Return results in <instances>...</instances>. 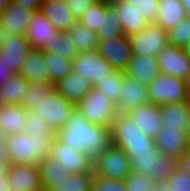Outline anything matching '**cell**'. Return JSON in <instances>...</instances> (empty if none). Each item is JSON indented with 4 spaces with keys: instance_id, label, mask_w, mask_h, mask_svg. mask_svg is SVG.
<instances>
[{
    "instance_id": "cell-1",
    "label": "cell",
    "mask_w": 190,
    "mask_h": 191,
    "mask_svg": "<svg viewBox=\"0 0 190 191\" xmlns=\"http://www.w3.org/2000/svg\"><path fill=\"white\" fill-rule=\"evenodd\" d=\"M55 138L84 151L93 162L112 144L110 127L92 124L77 109L56 132Z\"/></svg>"
},
{
    "instance_id": "cell-2",
    "label": "cell",
    "mask_w": 190,
    "mask_h": 191,
    "mask_svg": "<svg viewBox=\"0 0 190 191\" xmlns=\"http://www.w3.org/2000/svg\"><path fill=\"white\" fill-rule=\"evenodd\" d=\"M6 148L11 164H34L49 156L50 143L42 135L24 132L6 136Z\"/></svg>"
},
{
    "instance_id": "cell-3",
    "label": "cell",
    "mask_w": 190,
    "mask_h": 191,
    "mask_svg": "<svg viewBox=\"0 0 190 191\" xmlns=\"http://www.w3.org/2000/svg\"><path fill=\"white\" fill-rule=\"evenodd\" d=\"M131 170L147 173L155 182H166L175 170L176 159L157 147L133 150L129 155Z\"/></svg>"
},
{
    "instance_id": "cell-4",
    "label": "cell",
    "mask_w": 190,
    "mask_h": 191,
    "mask_svg": "<svg viewBox=\"0 0 190 191\" xmlns=\"http://www.w3.org/2000/svg\"><path fill=\"white\" fill-rule=\"evenodd\" d=\"M111 142L121 147L127 155L133 150L156 147L154 138L146 135L126 113H118L111 125Z\"/></svg>"
},
{
    "instance_id": "cell-5",
    "label": "cell",
    "mask_w": 190,
    "mask_h": 191,
    "mask_svg": "<svg viewBox=\"0 0 190 191\" xmlns=\"http://www.w3.org/2000/svg\"><path fill=\"white\" fill-rule=\"evenodd\" d=\"M147 88L149 102L156 105L190 100V82L175 76L160 73Z\"/></svg>"
},
{
    "instance_id": "cell-6",
    "label": "cell",
    "mask_w": 190,
    "mask_h": 191,
    "mask_svg": "<svg viewBox=\"0 0 190 191\" xmlns=\"http://www.w3.org/2000/svg\"><path fill=\"white\" fill-rule=\"evenodd\" d=\"M85 119L92 124L111 128L113 119L118 114L115 103L102 91L92 88L89 93L75 105Z\"/></svg>"
},
{
    "instance_id": "cell-7",
    "label": "cell",
    "mask_w": 190,
    "mask_h": 191,
    "mask_svg": "<svg viewBox=\"0 0 190 191\" xmlns=\"http://www.w3.org/2000/svg\"><path fill=\"white\" fill-rule=\"evenodd\" d=\"M74 109L75 104L66 100L54 87L31 110L57 132L64 126Z\"/></svg>"
},
{
    "instance_id": "cell-8",
    "label": "cell",
    "mask_w": 190,
    "mask_h": 191,
    "mask_svg": "<svg viewBox=\"0 0 190 191\" xmlns=\"http://www.w3.org/2000/svg\"><path fill=\"white\" fill-rule=\"evenodd\" d=\"M132 54L157 56L167 45V31L150 22L139 32L128 35Z\"/></svg>"
},
{
    "instance_id": "cell-9",
    "label": "cell",
    "mask_w": 190,
    "mask_h": 191,
    "mask_svg": "<svg viewBox=\"0 0 190 191\" xmlns=\"http://www.w3.org/2000/svg\"><path fill=\"white\" fill-rule=\"evenodd\" d=\"M93 170L97 175L124 180L131 172L129 157L121 147L111 144L93 162Z\"/></svg>"
},
{
    "instance_id": "cell-10",
    "label": "cell",
    "mask_w": 190,
    "mask_h": 191,
    "mask_svg": "<svg viewBox=\"0 0 190 191\" xmlns=\"http://www.w3.org/2000/svg\"><path fill=\"white\" fill-rule=\"evenodd\" d=\"M59 161L60 166L69 169L70 173H86L93 171V161L80 149H75L56 138L50 144L49 156Z\"/></svg>"
},
{
    "instance_id": "cell-11",
    "label": "cell",
    "mask_w": 190,
    "mask_h": 191,
    "mask_svg": "<svg viewBox=\"0 0 190 191\" xmlns=\"http://www.w3.org/2000/svg\"><path fill=\"white\" fill-rule=\"evenodd\" d=\"M72 71L82 74L92 86L100 79L112 74L115 69L97 52H83L72 60Z\"/></svg>"
},
{
    "instance_id": "cell-12",
    "label": "cell",
    "mask_w": 190,
    "mask_h": 191,
    "mask_svg": "<svg viewBox=\"0 0 190 191\" xmlns=\"http://www.w3.org/2000/svg\"><path fill=\"white\" fill-rule=\"evenodd\" d=\"M34 12L11 1L0 15V46L13 34L25 35Z\"/></svg>"
},
{
    "instance_id": "cell-13",
    "label": "cell",
    "mask_w": 190,
    "mask_h": 191,
    "mask_svg": "<svg viewBox=\"0 0 190 191\" xmlns=\"http://www.w3.org/2000/svg\"><path fill=\"white\" fill-rule=\"evenodd\" d=\"M97 52L115 70L120 71L126 70L132 55L130 40L127 35L98 41Z\"/></svg>"
},
{
    "instance_id": "cell-14",
    "label": "cell",
    "mask_w": 190,
    "mask_h": 191,
    "mask_svg": "<svg viewBox=\"0 0 190 191\" xmlns=\"http://www.w3.org/2000/svg\"><path fill=\"white\" fill-rule=\"evenodd\" d=\"M156 57L160 73L190 82V59L183 47L167 45Z\"/></svg>"
},
{
    "instance_id": "cell-15",
    "label": "cell",
    "mask_w": 190,
    "mask_h": 191,
    "mask_svg": "<svg viewBox=\"0 0 190 191\" xmlns=\"http://www.w3.org/2000/svg\"><path fill=\"white\" fill-rule=\"evenodd\" d=\"M6 180L12 191H43L38 165L10 164Z\"/></svg>"
},
{
    "instance_id": "cell-16",
    "label": "cell",
    "mask_w": 190,
    "mask_h": 191,
    "mask_svg": "<svg viewBox=\"0 0 190 191\" xmlns=\"http://www.w3.org/2000/svg\"><path fill=\"white\" fill-rule=\"evenodd\" d=\"M156 147L166 156L180 157L190 148L187 131L182 128H162L154 137Z\"/></svg>"
},
{
    "instance_id": "cell-17",
    "label": "cell",
    "mask_w": 190,
    "mask_h": 191,
    "mask_svg": "<svg viewBox=\"0 0 190 191\" xmlns=\"http://www.w3.org/2000/svg\"><path fill=\"white\" fill-rule=\"evenodd\" d=\"M125 113L146 135L152 138L157 135L163 126L160 105L148 102L138 105Z\"/></svg>"
},
{
    "instance_id": "cell-18",
    "label": "cell",
    "mask_w": 190,
    "mask_h": 191,
    "mask_svg": "<svg viewBox=\"0 0 190 191\" xmlns=\"http://www.w3.org/2000/svg\"><path fill=\"white\" fill-rule=\"evenodd\" d=\"M120 94V99L115 103L118 113H125L138 105L149 102L147 84L126 74L123 78Z\"/></svg>"
},
{
    "instance_id": "cell-19",
    "label": "cell",
    "mask_w": 190,
    "mask_h": 191,
    "mask_svg": "<svg viewBox=\"0 0 190 191\" xmlns=\"http://www.w3.org/2000/svg\"><path fill=\"white\" fill-rule=\"evenodd\" d=\"M31 49L25 35L13 34L0 46V58L13 73H19L21 65Z\"/></svg>"
},
{
    "instance_id": "cell-20",
    "label": "cell",
    "mask_w": 190,
    "mask_h": 191,
    "mask_svg": "<svg viewBox=\"0 0 190 191\" xmlns=\"http://www.w3.org/2000/svg\"><path fill=\"white\" fill-rule=\"evenodd\" d=\"M58 30L40 12L35 11L28 24L25 36L33 49L43 50Z\"/></svg>"
},
{
    "instance_id": "cell-21",
    "label": "cell",
    "mask_w": 190,
    "mask_h": 191,
    "mask_svg": "<svg viewBox=\"0 0 190 191\" xmlns=\"http://www.w3.org/2000/svg\"><path fill=\"white\" fill-rule=\"evenodd\" d=\"M125 74L148 85L160 74L157 57L132 54Z\"/></svg>"
},
{
    "instance_id": "cell-22",
    "label": "cell",
    "mask_w": 190,
    "mask_h": 191,
    "mask_svg": "<svg viewBox=\"0 0 190 191\" xmlns=\"http://www.w3.org/2000/svg\"><path fill=\"white\" fill-rule=\"evenodd\" d=\"M40 12L59 31H67L76 21L65 0H43Z\"/></svg>"
},
{
    "instance_id": "cell-23",
    "label": "cell",
    "mask_w": 190,
    "mask_h": 191,
    "mask_svg": "<svg viewBox=\"0 0 190 191\" xmlns=\"http://www.w3.org/2000/svg\"><path fill=\"white\" fill-rule=\"evenodd\" d=\"M54 87L66 100L75 105L93 88L88 79L74 71H71L67 76L59 80L54 84Z\"/></svg>"
},
{
    "instance_id": "cell-24",
    "label": "cell",
    "mask_w": 190,
    "mask_h": 191,
    "mask_svg": "<svg viewBox=\"0 0 190 191\" xmlns=\"http://www.w3.org/2000/svg\"><path fill=\"white\" fill-rule=\"evenodd\" d=\"M28 110L19 104L0 106V131L6 136L24 132Z\"/></svg>"
},
{
    "instance_id": "cell-25",
    "label": "cell",
    "mask_w": 190,
    "mask_h": 191,
    "mask_svg": "<svg viewBox=\"0 0 190 191\" xmlns=\"http://www.w3.org/2000/svg\"><path fill=\"white\" fill-rule=\"evenodd\" d=\"M120 17L124 35H130L144 29L149 22L138 9L122 0H110Z\"/></svg>"
},
{
    "instance_id": "cell-26",
    "label": "cell",
    "mask_w": 190,
    "mask_h": 191,
    "mask_svg": "<svg viewBox=\"0 0 190 191\" xmlns=\"http://www.w3.org/2000/svg\"><path fill=\"white\" fill-rule=\"evenodd\" d=\"M163 126L166 128H182L187 131L190 124V100L179 103L160 105Z\"/></svg>"
},
{
    "instance_id": "cell-27",
    "label": "cell",
    "mask_w": 190,
    "mask_h": 191,
    "mask_svg": "<svg viewBox=\"0 0 190 191\" xmlns=\"http://www.w3.org/2000/svg\"><path fill=\"white\" fill-rule=\"evenodd\" d=\"M44 52L39 49H31L22 63L19 73L27 81H49V71L44 65Z\"/></svg>"
},
{
    "instance_id": "cell-28",
    "label": "cell",
    "mask_w": 190,
    "mask_h": 191,
    "mask_svg": "<svg viewBox=\"0 0 190 191\" xmlns=\"http://www.w3.org/2000/svg\"><path fill=\"white\" fill-rule=\"evenodd\" d=\"M186 17L188 16L181 0H159L158 14L154 23L168 31Z\"/></svg>"
},
{
    "instance_id": "cell-29",
    "label": "cell",
    "mask_w": 190,
    "mask_h": 191,
    "mask_svg": "<svg viewBox=\"0 0 190 191\" xmlns=\"http://www.w3.org/2000/svg\"><path fill=\"white\" fill-rule=\"evenodd\" d=\"M43 191H51L55 185L66 181L71 174L68 168L60 166L59 161L47 157L39 162Z\"/></svg>"
},
{
    "instance_id": "cell-30",
    "label": "cell",
    "mask_w": 190,
    "mask_h": 191,
    "mask_svg": "<svg viewBox=\"0 0 190 191\" xmlns=\"http://www.w3.org/2000/svg\"><path fill=\"white\" fill-rule=\"evenodd\" d=\"M67 32L69 33L73 43L76 45L78 53L97 50V32L86 27L80 20H76Z\"/></svg>"
},
{
    "instance_id": "cell-31",
    "label": "cell",
    "mask_w": 190,
    "mask_h": 191,
    "mask_svg": "<svg viewBox=\"0 0 190 191\" xmlns=\"http://www.w3.org/2000/svg\"><path fill=\"white\" fill-rule=\"evenodd\" d=\"M122 35L124 33L117 9L110 0H106L105 15H102V29L97 32L98 41Z\"/></svg>"
},
{
    "instance_id": "cell-32",
    "label": "cell",
    "mask_w": 190,
    "mask_h": 191,
    "mask_svg": "<svg viewBox=\"0 0 190 191\" xmlns=\"http://www.w3.org/2000/svg\"><path fill=\"white\" fill-rule=\"evenodd\" d=\"M42 51L60 55L68 60H73L78 55V49L71 40L69 33L59 30L56 32V37H53L49 45H46Z\"/></svg>"
},
{
    "instance_id": "cell-33",
    "label": "cell",
    "mask_w": 190,
    "mask_h": 191,
    "mask_svg": "<svg viewBox=\"0 0 190 191\" xmlns=\"http://www.w3.org/2000/svg\"><path fill=\"white\" fill-rule=\"evenodd\" d=\"M1 86L5 104L21 105L28 81L20 73H13Z\"/></svg>"
},
{
    "instance_id": "cell-34",
    "label": "cell",
    "mask_w": 190,
    "mask_h": 191,
    "mask_svg": "<svg viewBox=\"0 0 190 191\" xmlns=\"http://www.w3.org/2000/svg\"><path fill=\"white\" fill-rule=\"evenodd\" d=\"M44 59V65L49 71V81L53 84H56L72 71V60L49 52H44Z\"/></svg>"
},
{
    "instance_id": "cell-35",
    "label": "cell",
    "mask_w": 190,
    "mask_h": 191,
    "mask_svg": "<svg viewBox=\"0 0 190 191\" xmlns=\"http://www.w3.org/2000/svg\"><path fill=\"white\" fill-rule=\"evenodd\" d=\"M125 71L115 70L112 74L98 80L93 88L102 91L110 100L116 103L120 97L121 86H123V78Z\"/></svg>"
},
{
    "instance_id": "cell-36",
    "label": "cell",
    "mask_w": 190,
    "mask_h": 191,
    "mask_svg": "<svg viewBox=\"0 0 190 191\" xmlns=\"http://www.w3.org/2000/svg\"><path fill=\"white\" fill-rule=\"evenodd\" d=\"M54 88V84L50 81H28V87L23 96L21 105L27 110H31L37 105L40 99L45 98L46 94Z\"/></svg>"
},
{
    "instance_id": "cell-37",
    "label": "cell",
    "mask_w": 190,
    "mask_h": 191,
    "mask_svg": "<svg viewBox=\"0 0 190 191\" xmlns=\"http://www.w3.org/2000/svg\"><path fill=\"white\" fill-rule=\"evenodd\" d=\"M26 125L24 126L25 134L42 135L50 144L56 137V132H54L49 125L39 117L36 112L28 110V115L25 120Z\"/></svg>"
},
{
    "instance_id": "cell-38",
    "label": "cell",
    "mask_w": 190,
    "mask_h": 191,
    "mask_svg": "<svg viewBox=\"0 0 190 191\" xmlns=\"http://www.w3.org/2000/svg\"><path fill=\"white\" fill-rule=\"evenodd\" d=\"M94 170L92 172L71 173L69 178L55 185L51 191H91Z\"/></svg>"
},
{
    "instance_id": "cell-39",
    "label": "cell",
    "mask_w": 190,
    "mask_h": 191,
    "mask_svg": "<svg viewBox=\"0 0 190 191\" xmlns=\"http://www.w3.org/2000/svg\"><path fill=\"white\" fill-rule=\"evenodd\" d=\"M106 0H99L91 5L80 17V21L89 29L98 32L102 29V15H105Z\"/></svg>"
},
{
    "instance_id": "cell-40",
    "label": "cell",
    "mask_w": 190,
    "mask_h": 191,
    "mask_svg": "<svg viewBox=\"0 0 190 191\" xmlns=\"http://www.w3.org/2000/svg\"><path fill=\"white\" fill-rule=\"evenodd\" d=\"M127 191H152L155 181L147 173L131 170L124 179Z\"/></svg>"
},
{
    "instance_id": "cell-41",
    "label": "cell",
    "mask_w": 190,
    "mask_h": 191,
    "mask_svg": "<svg viewBox=\"0 0 190 191\" xmlns=\"http://www.w3.org/2000/svg\"><path fill=\"white\" fill-rule=\"evenodd\" d=\"M168 45L184 47L190 42V17L167 31Z\"/></svg>"
},
{
    "instance_id": "cell-42",
    "label": "cell",
    "mask_w": 190,
    "mask_h": 191,
    "mask_svg": "<svg viewBox=\"0 0 190 191\" xmlns=\"http://www.w3.org/2000/svg\"><path fill=\"white\" fill-rule=\"evenodd\" d=\"M91 191H127L124 180L97 175L94 173Z\"/></svg>"
},
{
    "instance_id": "cell-43",
    "label": "cell",
    "mask_w": 190,
    "mask_h": 191,
    "mask_svg": "<svg viewBox=\"0 0 190 191\" xmlns=\"http://www.w3.org/2000/svg\"><path fill=\"white\" fill-rule=\"evenodd\" d=\"M138 9L147 21L155 22L159 9V0H122Z\"/></svg>"
},
{
    "instance_id": "cell-44",
    "label": "cell",
    "mask_w": 190,
    "mask_h": 191,
    "mask_svg": "<svg viewBox=\"0 0 190 191\" xmlns=\"http://www.w3.org/2000/svg\"><path fill=\"white\" fill-rule=\"evenodd\" d=\"M165 183L170 191H190V173L175 168L172 176Z\"/></svg>"
},
{
    "instance_id": "cell-45",
    "label": "cell",
    "mask_w": 190,
    "mask_h": 191,
    "mask_svg": "<svg viewBox=\"0 0 190 191\" xmlns=\"http://www.w3.org/2000/svg\"><path fill=\"white\" fill-rule=\"evenodd\" d=\"M71 9L73 16L79 20L88 7L95 4L99 0H65Z\"/></svg>"
},
{
    "instance_id": "cell-46",
    "label": "cell",
    "mask_w": 190,
    "mask_h": 191,
    "mask_svg": "<svg viewBox=\"0 0 190 191\" xmlns=\"http://www.w3.org/2000/svg\"><path fill=\"white\" fill-rule=\"evenodd\" d=\"M176 169L190 173V148L180 157L176 158Z\"/></svg>"
},
{
    "instance_id": "cell-47",
    "label": "cell",
    "mask_w": 190,
    "mask_h": 191,
    "mask_svg": "<svg viewBox=\"0 0 190 191\" xmlns=\"http://www.w3.org/2000/svg\"><path fill=\"white\" fill-rule=\"evenodd\" d=\"M12 2L28 10L40 11L43 0H11Z\"/></svg>"
},
{
    "instance_id": "cell-48",
    "label": "cell",
    "mask_w": 190,
    "mask_h": 191,
    "mask_svg": "<svg viewBox=\"0 0 190 191\" xmlns=\"http://www.w3.org/2000/svg\"><path fill=\"white\" fill-rule=\"evenodd\" d=\"M0 160L10 163L8 151L6 148V135L0 131Z\"/></svg>"
},
{
    "instance_id": "cell-49",
    "label": "cell",
    "mask_w": 190,
    "mask_h": 191,
    "mask_svg": "<svg viewBox=\"0 0 190 191\" xmlns=\"http://www.w3.org/2000/svg\"><path fill=\"white\" fill-rule=\"evenodd\" d=\"M12 74L13 72L9 69L8 66H6V63L0 58V85H2L8 78H10Z\"/></svg>"
},
{
    "instance_id": "cell-50",
    "label": "cell",
    "mask_w": 190,
    "mask_h": 191,
    "mask_svg": "<svg viewBox=\"0 0 190 191\" xmlns=\"http://www.w3.org/2000/svg\"><path fill=\"white\" fill-rule=\"evenodd\" d=\"M11 163H7L5 160H0V179L6 177Z\"/></svg>"
},
{
    "instance_id": "cell-51",
    "label": "cell",
    "mask_w": 190,
    "mask_h": 191,
    "mask_svg": "<svg viewBox=\"0 0 190 191\" xmlns=\"http://www.w3.org/2000/svg\"><path fill=\"white\" fill-rule=\"evenodd\" d=\"M152 191H170L165 182H156Z\"/></svg>"
},
{
    "instance_id": "cell-52",
    "label": "cell",
    "mask_w": 190,
    "mask_h": 191,
    "mask_svg": "<svg viewBox=\"0 0 190 191\" xmlns=\"http://www.w3.org/2000/svg\"><path fill=\"white\" fill-rule=\"evenodd\" d=\"M0 191H12L6 177L0 179Z\"/></svg>"
},
{
    "instance_id": "cell-53",
    "label": "cell",
    "mask_w": 190,
    "mask_h": 191,
    "mask_svg": "<svg viewBox=\"0 0 190 191\" xmlns=\"http://www.w3.org/2000/svg\"><path fill=\"white\" fill-rule=\"evenodd\" d=\"M11 0H0V15L3 13V11L8 7Z\"/></svg>"
},
{
    "instance_id": "cell-54",
    "label": "cell",
    "mask_w": 190,
    "mask_h": 191,
    "mask_svg": "<svg viewBox=\"0 0 190 191\" xmlns=\"http://www.w3.org/2000/svg\"><path fill=\"white\" fill-rule=\"evenodd\" d=\"M181 3L186 10L187 16L190 17V0H181Z\"/></svg>"
},
{
    "instance_id": "cell-55",
    "label": "cell",
    "mask_w": 190,
    "mask_h": 191,
    "mask_svg": "<svg viewBox=\"0 0 190 191\" xmlns=\"http://www.w3.org/2000/svg\"><path fill=\"white\" fill-rule=\"evenodd\" d=\"M186 56L190 59V42L183 47Z\"/></svg>"
},
{
    "instance_id": "cell-56",
    "label": "cell",
    "mask_w": 190,
    "mask_h": 191,
    "mask_svg": "<svg viewBox=\"0 0 190 191\" xmlns=\"http://www.w3.org/2000/svg\"><path fill=\"white\" fill-rule=\"evenodd\" d=\"M5 105L3 93H2V86L0 85V106Z\"/></svg>"
},
{
    "instance_id": "cell-57",
    "label": "cell",
    "mask_w": 190,
    "mask_h": 191,
    "mask_svg": "<svg viewBox=\"0 0 190 191\" xmlns=\"http://www.w3.org/2000/svg\"><path fill=\"white\" fill-rule=\"evenodd\" d=\"M187 135H188V139L190 141V124H189L188 129H187Z\"/></svg>"
}]
</instances>
